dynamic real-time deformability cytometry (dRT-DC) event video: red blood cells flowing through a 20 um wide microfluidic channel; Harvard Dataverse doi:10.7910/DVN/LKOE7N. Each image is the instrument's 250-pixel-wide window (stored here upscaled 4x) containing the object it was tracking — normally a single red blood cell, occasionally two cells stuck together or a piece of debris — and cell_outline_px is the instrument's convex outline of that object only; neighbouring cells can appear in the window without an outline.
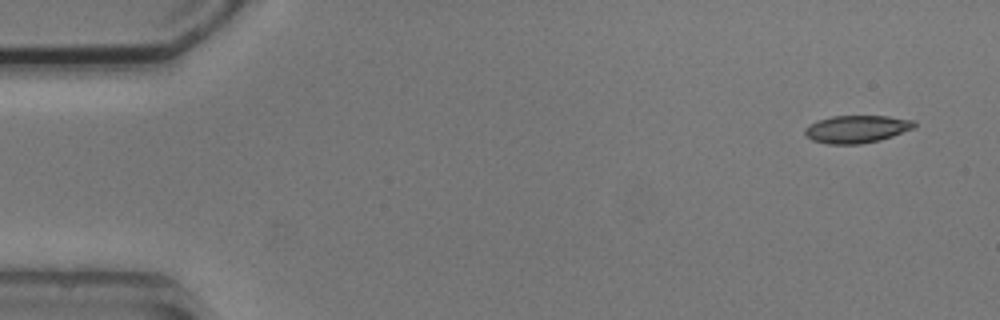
{"species": "common noctule bat (a hibernating species)", "species_latin": "Nyctalus noctula", "temperature_condition": "cold", "stored_images_in_passage": 1, "camera_frame_rate_fps": 3000, "um_per_image_px": 0.085, "animal": {"sex": "male", "body_mass_g": 20.5, "forearm_length_mm": 52.5}, "frame": {"image": 1, "passage_image": 1, "time_ms": 0.0, "image_size_px": [1000, 320], "cell_outline_px": [[916, 124], [912, 128], [892, 136], [880, 140], [860, 144], [828, 144], [812, 140], [804, 132], [804, 128], [820, 120], [832, 116], [888, 116], [916, 120]], "centroid_in_image_um": [72.84, 10.97], "position_along_channel_um": 12.2, "area_um2": 17.4}}